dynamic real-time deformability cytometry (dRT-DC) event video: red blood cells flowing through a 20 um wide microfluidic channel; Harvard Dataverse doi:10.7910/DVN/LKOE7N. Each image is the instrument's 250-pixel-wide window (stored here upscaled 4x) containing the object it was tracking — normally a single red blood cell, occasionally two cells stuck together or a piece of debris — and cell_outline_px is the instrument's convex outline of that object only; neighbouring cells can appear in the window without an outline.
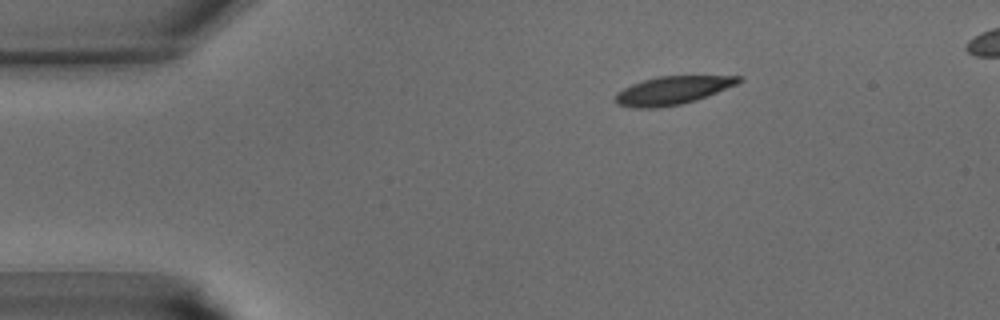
{"species": "common noctule bat (a hibernating species)", "species_latin": "Nyctalus noctula", "temperature_condition": "warm", "stored_images_in_passage": 6, "camera_frame_rate_fps": 3000, "um_per_image_px": 0.085, "animal": {"sex": "male", "body_mass_g": 15.6}, "frame": {"image": 1, "passage_image": 1, "time_ms": 0.0, "image_size_px": [1000, 320], "cell_outline_px": [[744, 80], [736, 84], [696, 100], [680, 104], [656, 108], [632, 108], [616, 104], [616, 92], [632, 84], [656, 76], [744, 76]], "centroid_in_image_um": [57.14, 7.68], "position_along_channel_um": 27.9, "area_um2": 20.11}}